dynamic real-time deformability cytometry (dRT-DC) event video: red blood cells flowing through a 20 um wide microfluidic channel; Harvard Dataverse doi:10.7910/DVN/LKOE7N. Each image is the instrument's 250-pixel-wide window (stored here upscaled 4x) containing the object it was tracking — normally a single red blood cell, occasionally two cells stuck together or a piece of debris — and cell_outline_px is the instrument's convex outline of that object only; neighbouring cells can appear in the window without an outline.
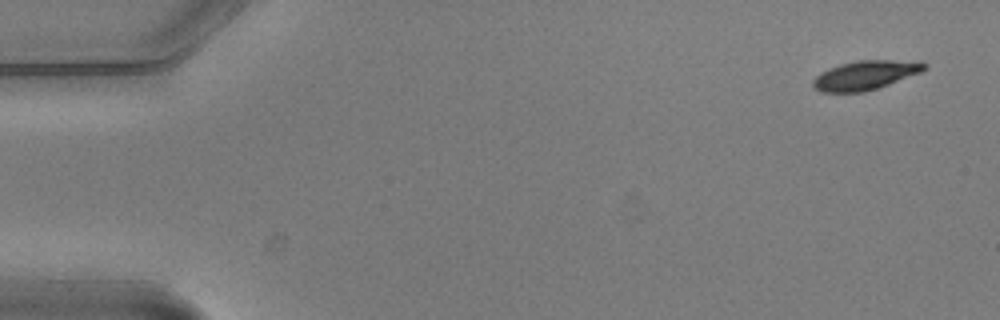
{"species": "common noctule bat (a hibernating species)", "species_latin": "Nyctalus noctula", "temperature_condition": "warm", "stored_images_in_passage": 4, "camera_frame_rate_fps": 3000, "um_per_image_px": 0.085, "animal": {"sex": "male", "body_mass_g": 20.5, "forearm_length_mm": 52.5}, "frame": {"image": 1, "passage_image": 1, "time_ms": 0.0, "image_size_px": [1000, 320], "cell_outline_px": [[928, 68], [920, 72], [888, 84], [864, 92], [820, 92], [812, 84], [812, 80], [820, 72], [828, 68], [840, 64], [856, 60], [920, 60], [928, 64]], "centroid_in_image_um": [73.57, 6.37], "position_along_channel_um": 11.4, "area_um2": 19.02}}
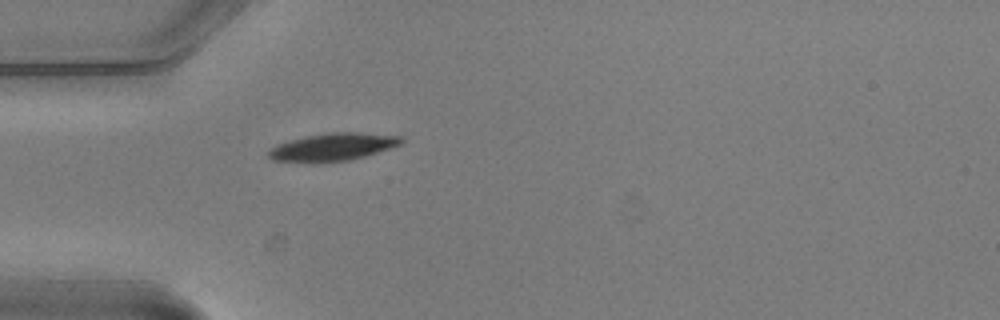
{"frame": {"image": 2, "passage_image": 4, "time_ms": 1.0, "image_size_px": [1000, 320], "cell_outline_px": [[404, 140], [400, 144], [352, 160], [320, 164], [272, 160], [268, 156], [268, 152], [276, 144], [304, 136], [328, 132], [360, 132], [404, 136]], "centroid_in_image_um": [28.26, 12.5], "position_along_channel_um": 56.7, "area_um2": 21.79}}